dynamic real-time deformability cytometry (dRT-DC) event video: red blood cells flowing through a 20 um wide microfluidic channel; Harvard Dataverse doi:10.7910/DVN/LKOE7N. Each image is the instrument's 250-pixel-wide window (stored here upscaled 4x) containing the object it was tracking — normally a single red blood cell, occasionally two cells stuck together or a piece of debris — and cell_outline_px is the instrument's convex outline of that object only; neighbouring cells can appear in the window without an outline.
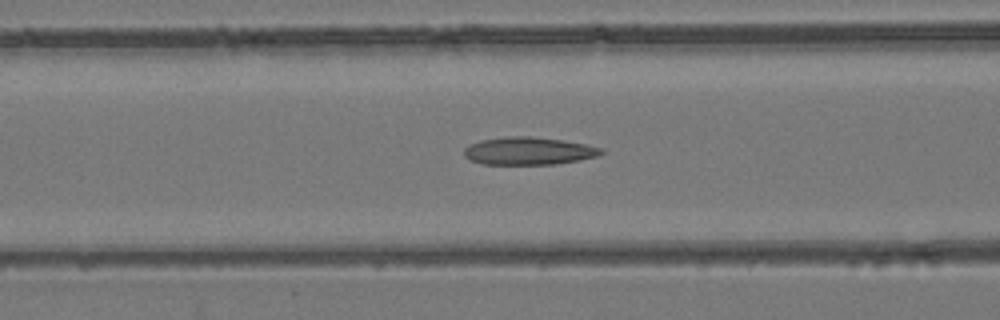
{"species": "common noctule bat (a hibernating species)", "species_latin": "Nyctalus noctula", "temperature_condition": "room temperature", "stored_images_in_passage": 55, "camera_frame_rate_fps": 3000, "um_per_image_px": 0.085, "animal": {"sex": "female", "body_mass_g": 24.6, "forearm_length_mm": 56.2}, "frame": {"image": 1, "passage_image": 22, "time_ms": 7.0, "image_size_px": [1000, 320], "cell_outline_px": [[604, 152], [600, 156], [580, 160], [556, 164], [484, 164], [472, 160], [464, 156], [464, 148], [468, 144], [480, 140], [508, 136], [532, 136], [564, 140], [584, 144], [600, 148]], "centroid_in_image_um": [44.93, 12.82], "position_along_channel_um": 121.7, "area_um2": 22.2}}
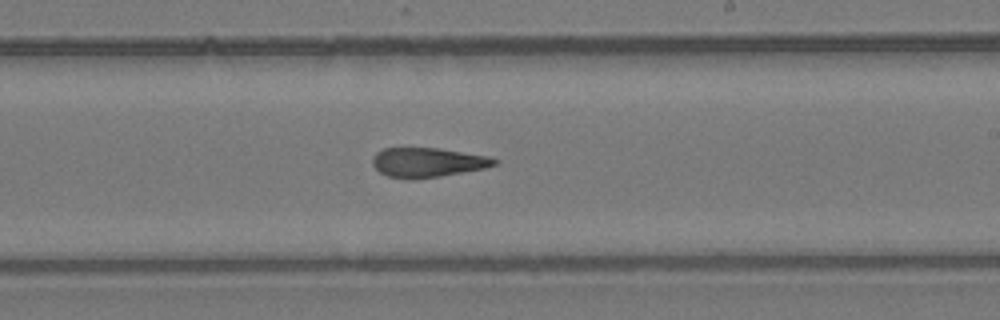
{"frame": {"image": 2, "passage_image": 32, "time_ms": 10.333, "image_size_px": [1000, 320], "cell_outline_px": [[500, 160], [496, 164], [484, 168], [440, 176], [412, 180], [408, 180], [388, 176], [380, 172], [372, 164], [372, 156], [376, 152], [384, 148], [440, 148], [488, 156]], "centroid_in_image_um": [36.32, 13.8], "position_along_channel_um": 252.7, "area_um2": 21.04}}
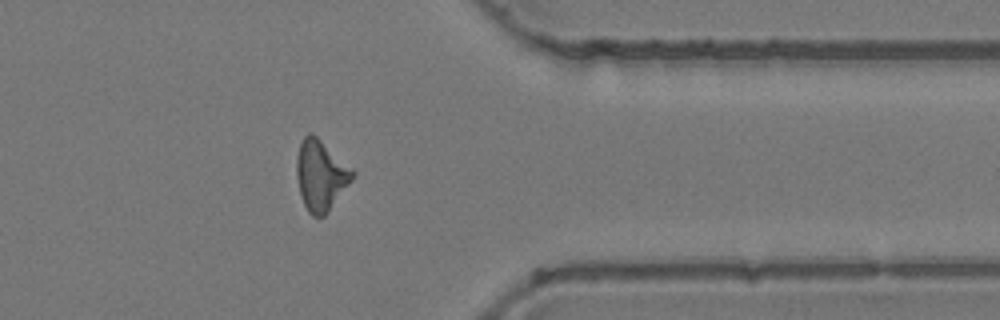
{"frame": {"image": 3, "passage_image": 43, "time_ms": 14.0, "image_size_px": [1000, 320], "cell_outline_px": [[356, 176], [324, 216], [312, 216], [308, 212], [304, 204], [300, 192], [296, 176], [296, 156], [300, 144], [304, 136], [308, 132], [312, 132], [352, 168], [356, 172]], "centroid_in_image_um": [27.26, 14.88], "position_along_channel_um": 384.1, "area_um2": 22.95}, "authors_computed_cell_mechanics": {"area_um2": 22.542, "velocity_mm_per_s": 3.9286, "shape_relaxation_time_tau1_ms": null, "shape_relaxation_time_tau2_ms": 4.9842, "deformation_change_tau1": null, "deformation_change_tau2": 0.165}}